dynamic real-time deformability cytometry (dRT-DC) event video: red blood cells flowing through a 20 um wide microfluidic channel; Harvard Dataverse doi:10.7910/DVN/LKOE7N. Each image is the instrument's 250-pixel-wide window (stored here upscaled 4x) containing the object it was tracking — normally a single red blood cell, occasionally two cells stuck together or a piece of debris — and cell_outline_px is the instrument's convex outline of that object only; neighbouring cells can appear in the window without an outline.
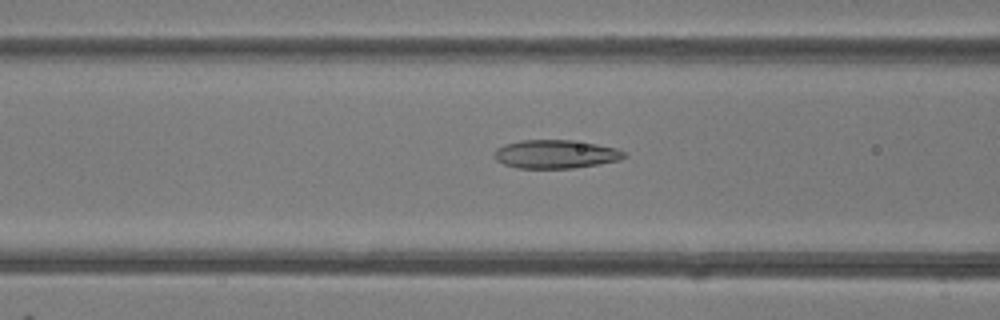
{"species": "common noctule bat (a hibernating species)", "species_latin": "Nyctalus noctula", "temperature_condition": "room temperature", "stored_images_in_passage": 49, "camera_frame_rate_fps": 3000, "um_per_image_px": 0.085, "animal": {"sex": "female"}, "frame": {"image": 1, "passage_image": 20, "time_ms": 6.333, "image_size_px": [1000, 320], "cell_outline_px": [[628, 156], [620, 160], [572, 168], [516, 168], [504, 164], [496, 160], [492, 156], [496, 148], [504, 144], [520, 140], [572, 140], [596, 144], [616, 148], [624, 152]], "centroid_in_image_um": [47.18, 13.1], "position_along_channel_um": 119.4, "area_um2": 21.62}}
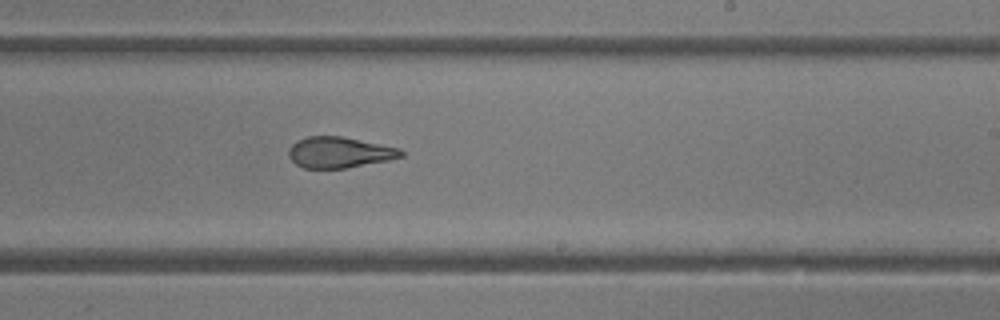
{"frame": {"image": 2, "passage_image": 30, "time_ms": 9.667, "image_size_px": [1000, 320], "cell_outline_px": [[404, 156], [388, 160], [344, 168], [304, 168], [296, 164], [288, 156], [288, 148], [296, 140], [308, 136], [340, 136], [400, 148], [404, 152]], "centroid_in_image_um": [28.82, 12.95], "position_along_channel_um": 260.2, "area_um2": 20.17}}
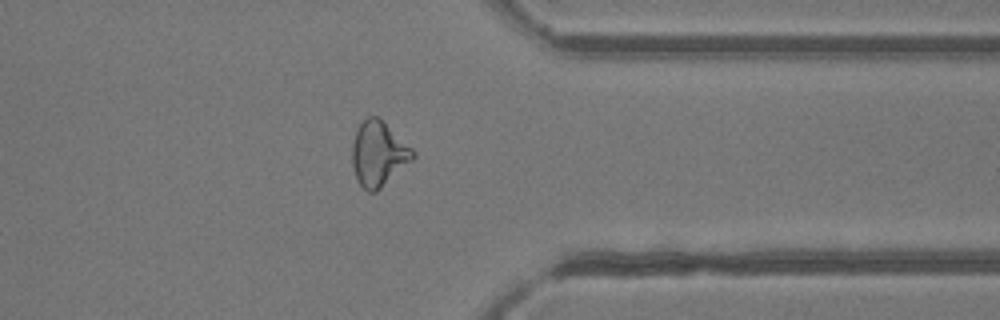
{"frame": {"image": 3, "passage_image": 39, "time_ms": 12.667, "image_size_px": [1000, 320], "cell_outline_px": [[416, 156], [412, 160], [376, 192], [368, 192], [360, 184], [356, 176], [352, 164], [352, 144], [356, 128], [368, 116], [376, 116], [412, 148], [416, 152]], "centroid_in_image_um": [32.15, 13.08], "position_along_channel_um": 379.2, "area_um2": 22.54}, "authors_computed_cell_mechanics": {"area_um2": 23.0044, "velocity_mm_per_s": 4.2234, "shape_relaxation_time_tau1_ms": null, "shape_relaxation_time_tau2_ms": 2.2486, "deformation_change_tau1": null, "deformation_change_tau2": 0.1086}}